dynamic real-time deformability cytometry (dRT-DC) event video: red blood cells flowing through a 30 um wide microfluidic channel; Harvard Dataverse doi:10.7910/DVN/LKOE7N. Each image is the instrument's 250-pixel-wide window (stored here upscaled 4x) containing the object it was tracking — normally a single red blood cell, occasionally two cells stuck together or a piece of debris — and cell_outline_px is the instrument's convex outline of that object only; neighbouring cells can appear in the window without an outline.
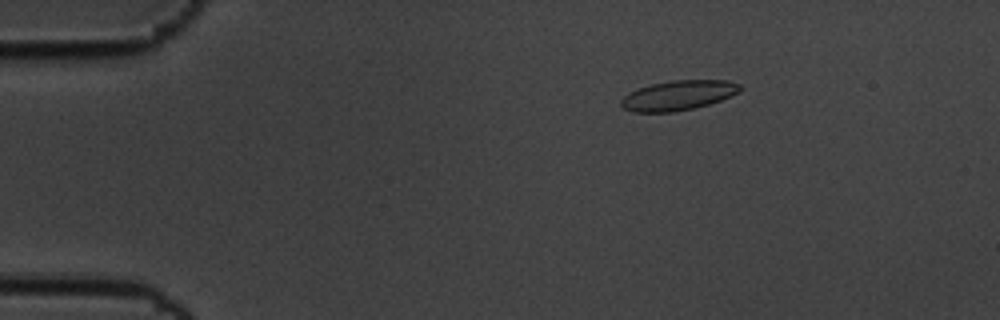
{"species": "common noctule bat (a hibernating species)", "species_latin": "Nyctalus noctula", "temperature_condition": "cold", "stored_images_in_passage": 53, "camera_frame_rate_fps": 3000, "um_per_image_px": 0.085, "animal": {"sex": "male", "body_mass_g": 19.5, "forearm_length_mm": 54.6}, "frame": {"image": 1, "passage_image": 5, "time_ms": 1.333, "image_size_px": [1000, 320], "cell_outline_px": [[744, 88], [740, 92], [720, 100], [708, 104], [692, 108], [672, 112], [632, 112], [624, 108], [620, 104], [620, 100], [628, 92], [652, 84], [672, 80], [728, 80], [740, 84]], "centroid_in_image_um": [57.66, 8.1], "position_along_channel_um": 27.3, "area_um2": 20.63}}
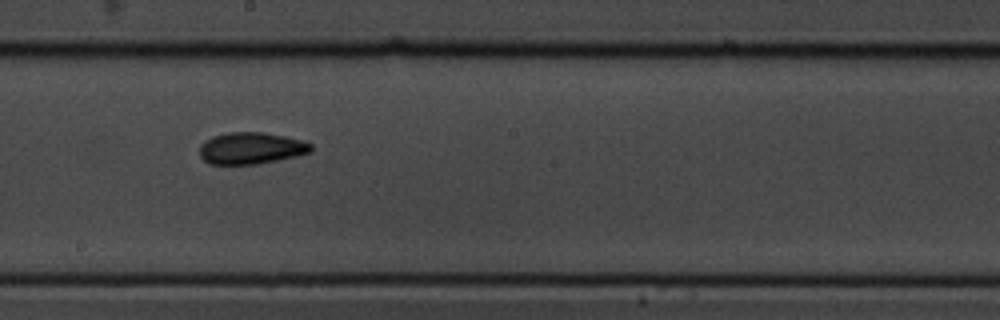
{"frame": {"image": 2, "passage_image": 28, "time_ms": 9.0, "image_size_px": [1000, 320], "cell_outline_px": [[312, 152], [296, 156], [256, 164], [208, 164], [200, 156], [200, 144], [204, 140], [212, 136], [228, 132], [264, 132], [304, 140], [312, 144]], "centroid_in_image_um": [21.34, 12.59], "position_along_channel_um": 226.9, "area_um2": 20.75}}
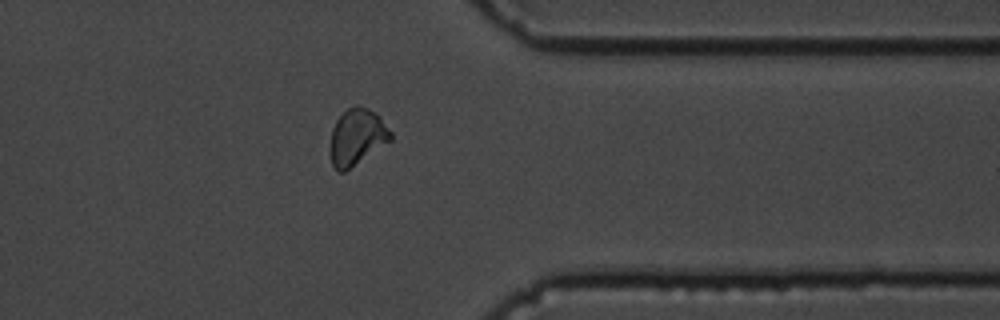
{"frame": {"image": 3, "passage_image": 42, "time_ms": 13.667, "image_size_px": [1000, 320], "cell_outline_px": [[392, 140], [344, 172], [340, 172], [332, 164], [328, 152], [328, 148], [332, 128], [336, 120], [348, 108], [356, 104], [360, 104], [376, 112], [380, 116], [392, 132]], "centroid_in_image_um": [30.33, 11.62], "position_along_channel_um": 381.1, "area_um2": 20.23}, "authors_computed_cell_mechanics": {"area_um2": 20.3456, "velocity_mm_per_s": 3.4545, "shape_relaxation_time_tau1_ms": 7.0979, "shape_relaxation_time_tau2_ms": 2.258, "deformation_change_tau1": 0.1122, "deformation_change_tau2": 0.0707}}